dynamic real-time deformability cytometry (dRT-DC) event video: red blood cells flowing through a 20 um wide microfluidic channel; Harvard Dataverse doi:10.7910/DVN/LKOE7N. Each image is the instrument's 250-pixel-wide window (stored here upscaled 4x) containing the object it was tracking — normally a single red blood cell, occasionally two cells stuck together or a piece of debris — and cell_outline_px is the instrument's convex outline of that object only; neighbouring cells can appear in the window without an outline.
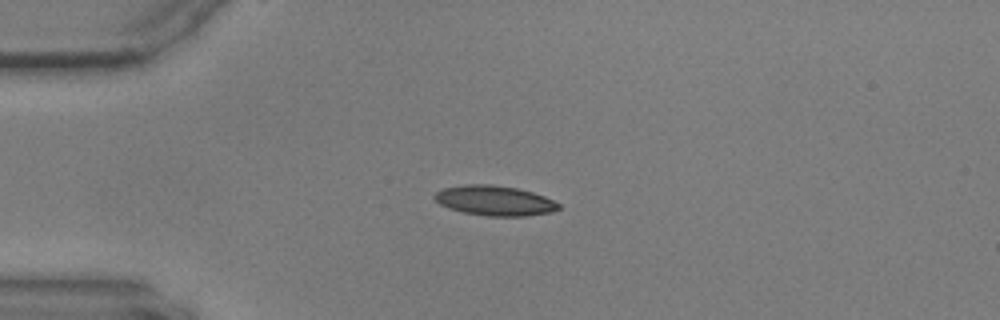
{"species": "common noctule bat (a hibernating species)", "species_latin": "Nyctalus noctula", "temperature_condition": "warm", "stored_images_in_passage": 44, "camera_frame_rate_fps": 3000, "um_per_image_px": 0.085, "animal": {"sex": "male", "body_mass_g": 17.9, "forearm_length_mm": 54.2}, "frame": {"image": 1, "passage_image": 1, "time_ms": 0.0, "image_size_px": [1000, 320], "cell_outline_px": [[560, 208], [552, 212], [528, 216], [488, 216], [464, 212], [448, 208], [440, 204], [432, 196], [436, 192], [444, 188], [464, 184], [492, 184], [516, 188], [532, 192], [544, 196], [560, 204]], "centroid_in_image_um": [42.04, 17.05], "position_along_channel_um": 43.0, "area_um2": 21.68}}
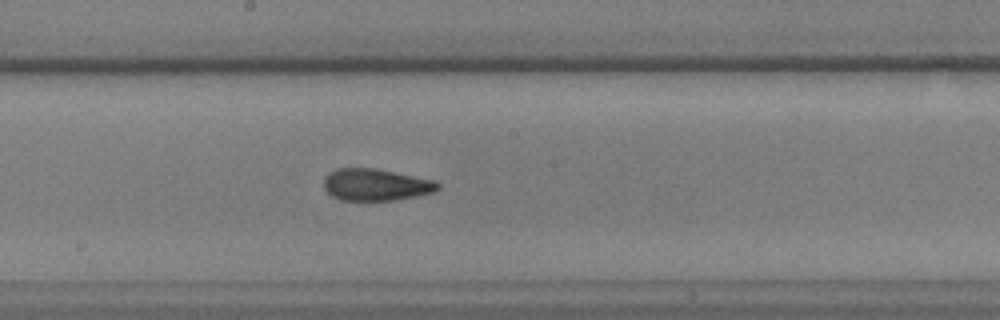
{"frame": {"image": 2, "passage_image": 18, "time_ms": 5.667, "image_size_px": [1000, 320], "cell_outline_px": [[440, 188], [436, 192], [416, 196], [392, 200], [340, 200], [332, 196], [324, 188], [324, 176], [328, 172], [336, 168], [376, 168], [432, 180], [440, 184]], "centroid_in_image_um": [31.92, 15.7], "position_along_channel_um": 216.3, "area_um2": 21.21}}
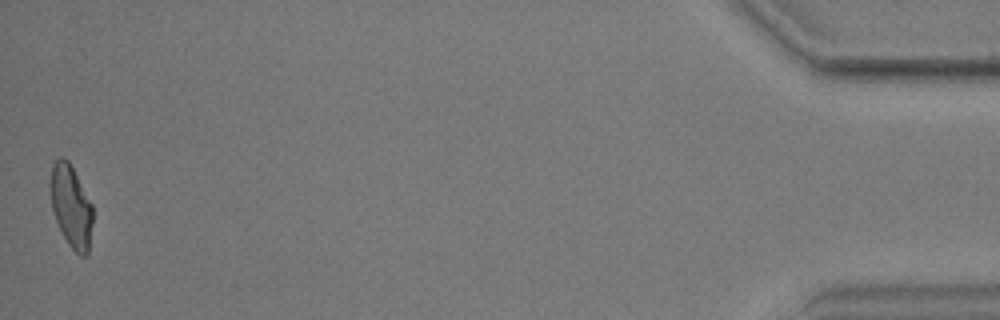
{"frame": {"image": 3, "passage_image": 44, "time_ms": 14.333, "image_size_px": [1000, 320], "cell_outline_px": [[92, 224], [88, 252], [84, 256], [80, 256], [68, 244], [56, 220], [52, 208], [48, 184], [52, 164], [60, 156], [68, 160], [92, 204]], "centroid_in_image_um": [6.01, 17.5], "position_along_channel_um": 429.2, "area_um2": 20.29}}